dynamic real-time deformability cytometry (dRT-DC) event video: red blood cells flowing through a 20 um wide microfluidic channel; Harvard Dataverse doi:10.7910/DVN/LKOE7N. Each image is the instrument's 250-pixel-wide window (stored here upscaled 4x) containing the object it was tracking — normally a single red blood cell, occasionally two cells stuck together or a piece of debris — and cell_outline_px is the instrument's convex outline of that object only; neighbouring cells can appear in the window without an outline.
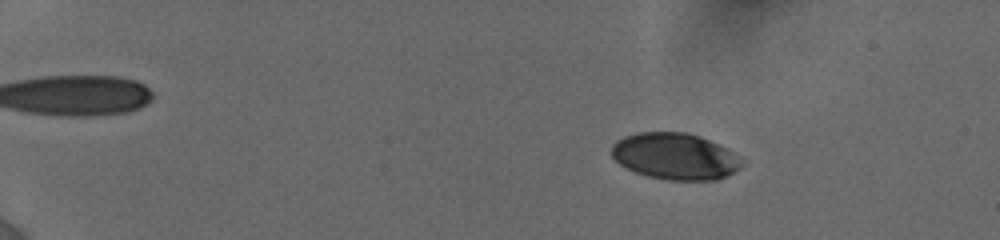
{"species": "human", "species_latin": "Homo sapiens", "temperature_condition": "cold", "stored_images_in_passage": 39, "camera_frame_rate_fps": 3000, "um_per_image_px": 0.085, "donor": {"sex": "female"}, "frame": {"image": 1, "passage_image": 9, "time_ms": 3.0, "image_size_px": [1000, 240], "cell_outline_px": [[740, 168], [728, 176], [716, 180], [668, 180], [648, 176], [636, 172], [620, 164], [612, 156], [612, 144], [616, 140], [624, 136], [636, 132], [688, 132], [700, 136], [732, 152], [736, 156], [740, 164]], "centroid_in_image_um": [57.33, 13.28], "position_along_channel_um": 27.7, "area_um2": 34.97}}
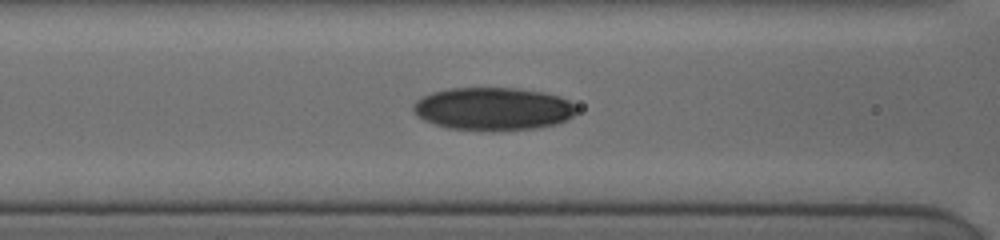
{"frame": {"image": 2, "passage_image": 26, "time_ms": 8.667, "image_size_px": [1000, 240], "cell_outline_px": [[580, 108], [568, 120], [556, 124], [536, 128], [492, 132], [448, 128], [432, 124], [416, 116], [412, 112], [412, 104], [416, 100], [432, 92], [448, 88], [516, 88], [544, 92], [560, 96], [576, 104]], "centroid_in_image_um": [41.91, 9.27], "position_along_channel_um": 124.7, "area_um2": 41.67}}
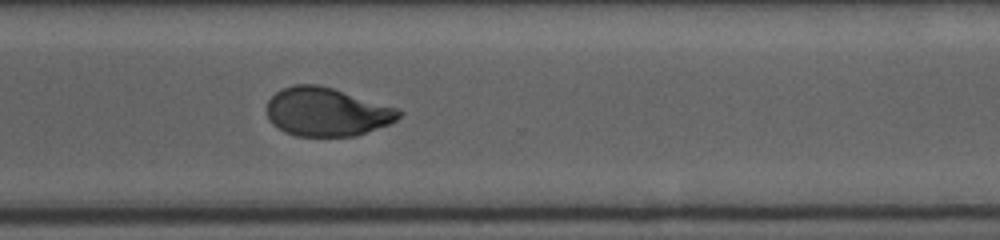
{"frame": {"image": 3, "passage_image": 39, "time_ms": 14.333, "image_size_px": [1000, 240], "cell_outline_px": [[404, 112], [396, 120], [388, 124], [356, 136], [296, 136], [284, 132], [272, 124], [268, 116], [268, 100], [276, 92], [292, 84], [320, 84], [396, 108]], "centroid_in_image_um": [27.75, 9.51], "position_along_channel_um": 342.8, "area_um2": 37.17}}